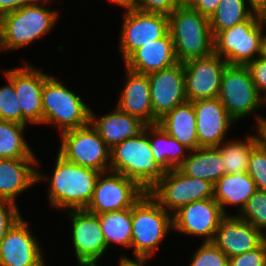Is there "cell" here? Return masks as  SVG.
I'll return each instance as SVG.
<instances>
[{
    "label": "cell",
    "instance_id": "obj_1",
    "mask_svg": "<svg viewBox=\"0 0 266 266\" xmlns=\"http://www.w3.org/2000/svg\"><path fill=\"white\" fill-rule=\"evenodd\" d=\"M50 176L48 202L54 209H86L90 203L100 171L82 167L57 155Z\"/></svg>",
    "mask_w": 266,
    "mask_h": 266
},
{
    "label": "cell",
    "instance_id": "obj_2",
    "mask_svg": "<svg viewBox=\"0 0 266 266\" xmlns=\"http://www.w3.org/2000/svg\"><path fill=\"white\" fill-rule=\"evenodd\" d=\"M48 2L43 0L0 17V51H16L47 36L60 17L59 10L45 8Z\"/></svg>",
    "mask_w": 266,
    "mask_h": 266
},
{
    "label": "cell",
    "instance_id": "obj_3",
    "mask_svg": "<svg viewBox=\"0 0 266 266\" xmlns=\"http://www.w3.org/2000/svg\"><path fill=\"white\" fill-rule=\"evenodd\" d=\"M109 171L134 180L146 192L165 176L166 172L152 153L148 125L139 136L126 139L111 148Z\"/></svg>",
    "mask_w": 266,
    "mask_h": 266
},
{
    "label": "cell",
    "instance_id": "obj_4",
    "mask_svg": "<svg viewBox=\"0 0 266 266\" xmlns=\"http://www.w3.org/2000/svg\"><path fill=\"white\" fill-rule=\"evenodd\" d=\"M169 32L178 62L214 53L210 19L190 6H179L169 16Z\"/></svg>",
    "mask_w": 266,
    "mask_h": 266
},
{
    "label": "cell",
    "instance_id": "obj_5",
    "mask_svg": "<svg viewBox=\"0 0 266 266\" xmlns=\"http://www.w3.org/2000/svg\"><path fill=\"white\" fill-rule=\"evenodd\" d=\"M173 230V215L148 192L132 206L130 249L135 257H153L166 235Z\"/></svg>",
    "mask_w": 266,
    "mask_h": 266
},
{
    "label": "cell",
    "instance_id": "obj_6",
    "mask_svg": "<svg viewBox=\"0 0 266 266\" xmlns=\"http://www.w3.org/2000/svg\"><path fill=\"white\" fill-rule=\"evenodd\" d=\"M81 96L50 75L42 90L43 124L53 125L59 134L89 124L90 108Z\"/></svg>",
    "mask_w": 266,
    "mask_h": 266
},
{
    "label": "cell",
    "instance_id": "obj_7",
    "mask_svg": "<svg viewBox=\"0 0 266 266\" xmlns=\"http://www.w3.org/2000/svg\"><path fill=\"white\" fill-rule=\"evenodd\" d=\"M218 99L236 122L266 107L246 65L226 66Z\"/></svg>",
    "mask_w": 266,
    "mask_h": 266
},
{
    "label": "cell",
    "instance_id": "obj_8",
    "mask_svg": "<svg viewBox=\"0 0 266 266\" xmlns=\"http://www.w3.org/2000/svg\"><path fill=\"white\" fill-rule=\"evenodd\" d=\"M262 24L255 13L250 19L218 32L214 53L229 65H247L260 55Z\"/></svg>",
    "mask_w": 266,
    "mask_h": 266
},
{
    "label": "cell",
    "instance_id": "obj_9",
    "mask_svg": "<svg viewBox=\"0 0 266 266\" xmlns=\"http://www.w3.org/2000/svg\"><path fill=\"white\" fill-rule=\"evenodd\" d=\"M60 135V149L57 154L69 162L97 171L110 169V148L99 133L88 125L67 130Z\"/></svg>",
    "mask_w": 266,
    "mask_h": 266
},
{
    "label": "cell",
    "instance_id": "obj_10",
    "mask_svg": "<svg viewBox=\"0 0 266 266\" xmlns=\"http://www.w3.org/2000/svg\"><path fill=\"white\" fill-rule=\"evenodd\" d=\"M148 193L170 214L189 203L213 198V184L185 175L179 168L165 176Z\"/></svg>",
    "mask_w": 266,
    "mask_h": 266
},
{
    "label": "cell",
    "instance_id": "obj_11",
    "mask_svg": "<svg viewBox=\"0 0 266 266\" xmlns=\"http://www.w3.org/2000/svg\"><path fill=\"white\" fill-rule=\"evenodd\" d=\"M145 192L134 180L120 173L102 172L97 178L92 199L85 210L99 215L132 208Z\"/></svg>",
    "mask_w": 266,
    "mask_h": 266
},
{
    "label": "cell",
    "instance_id": "obj_12",
    "mask_svg": "<svg viewBox=\"0 0 266 266\" xmlns=\"http://www.w3.org/2000/svg\"><path fill=\"white\" fill-rule=\"evenodd\" d=\"M119 36V52L123 62L139 47L164 37L169 32V18L160 13H148L125 8Z\"/></svg>",
    "mask_w": 266,
    "mask_h": 266
},
{
    "label": "cell",
    "instance_id": "obj_13",
    "mask_svg": "<svg viewBox=\"0 0 266 266\" xmlns=\"http://www.w3.org/2000/svg\"><path fill=\"white\" fill-rule=\"evenodd\" d=\"M71 222V241L78 266H97L108 250L99 223V215L85 209L67 210Z\"/></svg>",
    "mask_w": 266,
    "mask_h": 266
},
{
    "label": "cell",
    "instance_id": "obj_14",
    "mask_svg": "<svg viewBox=\"0 0 266 266\" xmlns=\"http://www.w3.org/2000/svg\"><path fill=\"white\" fill-rule=\"evenodd\" d=\"M21 66L6 70L5 78L14 84L22 109V125H42V90L45 80L50 75L25 61Z\"/></svg>",
    "mask_w": 266,
    "mask_h": 266
},
{
    "label": "cell",
    "instance_id": "obj_15",
    "mask_svg": "<svg viewBox=\"0 0 266 266\" xmlns=\"http://www.w3.org/2000/svg\"><path fill=\"white\" fill-rule=\"evenodd\" d=\"M183 65L187 101L219 96L222 75L228 65L225 59L213 53L204 58L190 59Z\"/></svg>",
    "mask_w": 266,
    "mask_h": 266
},
{
    "label": "cell",
    "instance_id": "obj_16",
    "mask_svg": "<svg viewBox=\"0 0 266 266\" xmlns=\"http://www.w3.org/2000/svg\"><path fill=\"white\" fill-rule=\"evenodd\" d=\"M225 216L214 198L182 206L173 214V232L213 241L220 221Z\"/></svg>",
    "mask_w": 266,
    "mask_h": 266
},
{
    "label": "cell",
    "instance_id": "obj_17",
    "mask_svg": "<svg viewBox=\"0 0 266 266\" xmlns=\"http://www.w3.org/2000/svg\"><path fill=\"white\" fill-rule=\"evenodd\" d=\"M154 124L176 106L187 101L184 65L178 62L171 67L148 74Z\"/></svg>",
    "mask_w": 266,
    "mask_h": 266
},
{
    "label": "cell",
    "instance_id": "obj_18",
    "mask_svg": "<svg viewBox=\"0 0 266 266\" xmlns=\"http://www.w3.org/2000/svg\"><path fill=\"white\" fill-rule=\"evenodd\" d=\"M21 218L0 242V266H46L43 249Z\"/></svg>",
    "mask_w": 266,
    "mask_h": 266
},
{
    "label": "cell",
    "instance_id": "obj_19",
    "mask_svg": "<svg viewBox=\"0 0 266 266\" xmlns=\"http://www.w3.org/2000/svg\"><path fill=\"white\" fill-rule=\"evenodd\" d=\"M193 103L197 137L200 147H218L226 139L236 121L217 98L200 99Z\"/></svg>",
    "mask_w": 266,
    "mask_h": 266
},
{
    "label": "cell",
    "instance_id": "obj_20",
    "mask_svg": "<svg viewBox=\"0 0 266 266\" xmlns=\"http://www.w3.org/2000/svg\"><path fill=\"white\" fill-rule=\"evenodd\" d=\"M265 240L257 228L235 214L222 218L212 242L230 258L258 248Z\"/></svg>",
    "mask_w": 266,
    "mask_h": 266
},
{
    "label": "cell",
    "instance_id": "obj_21",
    "mask_svg": "<svg viewBox=\"0 0 266 266\" xmlns=\"http://www.w3.org/2000/svg\"><path fill=\"white\" fill-rule=\"evenodd\" d=\"M39 164L38 158L0 159V201L17 203V196L46 181L49 176L37 170Z\"/></svg>",
    "mask_w": 266,
    "mask_h": 266
},
{
    "label": "cell",
    "instance_id": "obj_22",
    "mask_svg": "<svg viewBox=\"0 0 266 266\" xmlns=\"http://www.w3.org/2000/svg\"><path fill=\"white\" fill-rule=\"evenodd\" d=\"M89 123L110 149L126 139L139 136L148 125L139 118L121 111L117 106L111 113L101 116L90 110Z\"/></svg>",
    "mask_w": 266,
    "mask_h": 266
},
{
    "label": "cell",
    "instance_id": "obj_23",
    "mask_svg": "<svg viewBox=\"0 0 266 266\" xmlns=\"http://www.w3.org/2000/svg\"><path fill=\"white\" fill-rule=\"evenodd\" d=\"M178 63L170 32L164 37L144 44L125 61L128 70L139 74H150Z\"/></svg>",
    "mask_w": 266,
    "mask_h": 266
},
{
    "label": "cell",
    "instance_id": "obj_24",
    "mask_svg": "<svg viewBox=\"0 0 266 266\" xmlns=\"http://www.w3.org/2000/svg\"><path fill=\"white\" fill-rule=\"evenodd\" d=\"M126 83L120 92L117 107L146 124H154L148 75L139 74L125 68Z\"/></svg>",
    "mask_w": 266,
    "mask_h": 266
},
{
    "label": "cell",
    "instance_id": "obj_25",
    "mask_svg": "<svg viewBox=\"0 0 266 266\" xmlns=\"http://www.w3.org/2000/svg\"><path fill=\"white\" fill-rule=\"evenodd\" d=\"M256 191V184L247 172L225 174L213 185V198L225 215L230 214L226 205L237 206V215Z\"/></svg>",
    "mask_w": 266,
    "mask_h": 266
},
{
    "label": "cell",
    "instance_id": "obj_26",
    "mask_svg": "<svg viewBox=\"0 0 266 266\" xmlns=\"http://www.w3.org/2000/svg\"><path fill=\"white\" fill-rule=\"evenodd\" d=\"M157 124L188 149L200 148L197 137L196 115L191 101L176 106L158 120Z\"/></svg>",
    "mask_w": 266,
    "mask_h": 266
},
{
    "label": "cell",
    "instance_id": "obj_27",
    "mask_svg": "<svg viewBox=\"0 0 266 266\" xmlns=\"http://www.w3.org/2000/svg\"><path fill=\"white\" fill-rule=\"evenodd\" d=\"M179 169L185 175L207 180L213 185L226 174L218 147H200L190 150Z\"/></svg>",
    "mask_w": 266,
    "mask_h": 266
},
{
    "label": "cell",
    "instance_id": "obj_28",
    "mask_svg": "<svg viewBox=\"0 0 266 266\" xmlns=\"http://www.w3.org/2000/svg\"><path fill=\"white\" fill-rule=\"evenodd\" d=\"M148 138L155 161L165 172L178 169L190 152L158 124L148 125Z\"/></svg>",
    "mask_w": 266,
    "mask_h": 266
},
{
    "label": "cell",
    "instance_id": "obj_29",
    "mask_svg": "<svg viewBox=\"0 0 266 266\" xmlns=\"http://www.w3.org/2000/svg\"><path fill=\"white\" fill-rule=\"evenodd\" d=\"M99 223L108 249L114 244L130 248L132 208L99 214Z\"/></svg>",
    "mask_w": 266,
    "mask_h": 266
},
{
    "label": "cell",
    "instance_id": "obj_30",
    "mask_svg": "<svg viewBox=\"0 0 266 266\" xmlns=\"http://www.w3.org/2000/svg\"><path fill=\"white\" fill-rule=\"evenodd\" d=\"M256 134H248L245 140H225L218 148L221 151L226 174L247 172L252 148L261 140L258 129Z\"/></svg>",
    "mask_w": 266,
    "mask_h": 266
},
{
    "label": "cell",
    "instance_id": "obj_31",
    "mask_svg": "<svg viewBox=\"0 0 266 266\" xmlns=\"http://www.w3.org/2000/svg\"><path fill=\"white\" fill-rule=\"evenodd\" d=\"M26 127L27 125L0 120V159L37 158L24 138Z\"/></svg>",
    "mask_w": 266,
    "mask_h": 266
},
{
    "label": "cell",
    "instance_id": "obj_32",
    "mask_svg": "<svg viewBox=\"0 0 266 266\" xmlns=\"http://www.w3.org/2000/svg\"><path fill=\"white\" fill-rule=\"evenodd\" d=\"M254 14L247 0H220L216 12L209 18L213 37L222 30L250 19Z\"/></svg>",
    "mask_w": 266,
    "mask_h": 266
},
{
    "label": "cell",
    "instance_id": "obj_33",
    "mask_svg": "<svg viewBox=\"0 0 266 266\" xmlns=\"http://www.w3.org/2000/svg\"><path fill=\"white\" fill-rule=\"evenodd\" d=\"M237 215L266 236V191L257 190Z\"/></svg>",
    "mask_w": 266,
    "mask_h": 266
},
{
    "label": "cell",
    "instance_id": "obj_34",
    "mask_svg": "<svg viewBox=\"0 0 266 266\" xmlns=\"http://www.w3.org/2000/svg\"><path fill=\"white\" fill-rule=\"evenodd\" d=\"M7 84L0 87V120L22 124V109L16 96L14 84L6 78Z\"/></svg>",
    "mask_w": 266,
    "mask_h": 266
},
{
    "label": "cell",
    "instance_id": "obj_35",
    "mask_svg": "<svg viewBox=\"0 0 266 266\" xmlns=\"http://www.w3.org/2000/svg\"><path fill=\"white\" fill-rule=\"evenodd\" d=\"M247 173L255 182L257 190L266 191V145L262 140L252 148Z\"/></svg>",
    "mask_w": 266,
    "mask_h": 266
},
{
    "label": "cell",
    "instance_id": "obj_36",
    "mask_svg": "<svg viewBox=\"0 0 266 266\" xmlns=\"http://www.w3.org/2000/svg\"><path fill=\"white\" fill-rule=\"evenodd\" d=\"M189 266H229V258L212 241H202Z\"/></svg>",
    "mask_w": 266,
    "mask_h": 266
},
{
    "label": "cell",
    "instance_id": "obj_37",
    "mask_svg": "<svg viewBox=\"0 0 266 266\" xmlns=\"http://www.w3.org/2000/svg\"><path fill=\"white\" fill-rule=\"evenodd\" d=\"M19 212L17 203L0 201V242L14 224L22 218Z\"/></svg>",
    "mask_w": 266,
    "mask_h": 266
},
{
    "label": "cell",
    "instance_id": "obj_38",
    "mask_svg": "<svg viewBox=\"0 0 266 266\" xmlns=\"http://www.w3.org/2000/svg\"><path fill=\"white\" fill-rule=\"evenodd\" d=\"M179 4L177 0H133L132 8L148 13H160L169 16Z\"/></svg>",
    "mask_w": 266,
    "mask_h": 266
},
{
    "label": "cell",
    "instance_id": "obj_39",
    "mask_svg": "<svg viewBox=\"0 0 266 266\" xmlns=\"http://www.w3.org/2000/svg\"><path fill=\"white\" fill-rule=\"evenodd\" d=\"M229 266H266V240L254 250L230 257Z\"/></svg>",
    "mask_w": 266,
    "mask_h": 266
},
{
    "label": "cell",
    "instance_id": "obj_40",
    "mask_svg": "<svg viewBox=\"0 0 266 266\" xmlns=\"http://www.w3.org/2000/svg\"><path fill=\"white\" fill-rule=\"evenodd\" d=\"M247 68L250 71L255 87L258 93L266 101V59L257 57L254 61L249 62Z\"/></svg>",
    "mask_w": 266,
    "mask_h": 266
},
{
    "label": "cell",
    "instance_id": "obj_41",
    "mask_svg": "<svg viewBox=\"0 0 266 266\" xmlns=\"http://www.w3.org/2000/svg\"><path fill=\"white\" fill-rule=\"evenodd\" d=\"M43 0H0V17L21 7L33 5Z\"/></svg>",
    "mask_w": 266,
    "mask_h": 266
},
{
    "label": "cell",
    "instance_id": "obj_42",
    "mask_svg": "<svg viewBox=\"0 0 266 266\" xmlns=\"http://www.w3.org/2000/svg\"><path fill=\"white\" fill-rule=\"evenodd\" d=\"M219 2L220 0H195L190 7L210 18L216 12Z\"/></svg>",
    "mask_w": 266,
    "mask_h": 266
},
{
    "label": "cell",
    "instance_id": "obj_43",
    "mask_svg": "<svg viewBox=\"0 0 266 266\" xmlns=\"http://www.w3.org/2000/svg\"><path fill=\"white\" fill-rule=\"evenodd\" d=\"M254 117H256V118H255V122H254V125L252 128L258 129L261 140L266 145V118H265V116L260 115V113H259V115L257 114Z\"/></svg>",
    "mask_w": 266,
    "mask_h": 266
},
{
    "label": "cell",
    "instance_id": "obj_44",
    "mask_svg": "<svg viewBox=\"0 0 266 266\" xmlns=\"http://www.w3.org/2000/svg\"><path fill=\"white\" fill-rule=\"evenodd\" d=\"M148 259L150 258L135 257V260H132V258L122 255L119 258V266H146Z\"/></svg>",
    "mask_w": 266,
    "mask_h": 266
},
{
    "label": "cell",
    "instance_id": "obj_45",
    "mask_svg": "<svg viewBox=\"0 0 266 266\" xmlns=\"http://www.w3.org/2000/svg\"><path fill=\"white\" fill-rule=\"evenodd\" d=\"M250 8L257 14L266 8V0H247Z\"/></svg>",
    "mask_w": 266,
    "mask_h": 266
},
{
    "label": "cell",
    "instance_id": "obj_46",
    "mask_svg": "<svg viewBox=\"0 0 266 266\" xmlns=\"http://www.w3.org/2000/svg\"><path fill=\"white\" fill-rule=\"evenodd\" d=\"M259 57L266 59V30L262 27L260 55Z\"/></svg>",
    "mask_w": 266,
    "mask_h": 266
},
{
    "label": "cell",
    "instance_id": "obj_47",
    "mask_svg": "<svg viewBox=\"0 0 266 266\" xmlns=\"http://www.w3.org/2000/svg\"><path fill=\"white\" fill-rule=\"evenodd\" d=\"M109 3L116 4V6H120L122 8H130L132 7L133 0H108Z\"/></svg>",
    "mask_w": 266,
    "mask_h": 266
},
{
    "label": "cell",
    "instance_id": "obj_48",
    "mask_svg": "<svg viewBox=\"0 0 266 266\" xmlns=\"http://www.w3.org/2000/svg\"><path fill=\"white\" fill-rule=\"evenodd\" d=\"M258 15H259L262 27L266 29V8L263 9Z\"/></svg>",
    "mask_w": 266,
    "mask_h": 266
},
{
    "label": "cell",
    "instance_id": "obj_49",
    "mask_svg": "<svg viewBox=\"0 0 266 266\" xmlns=\"http://www.w3.org/2000/svg\"><path fill=\"white\" fill-rule=\"evenodd\" d=\"M195 0H177L179 6H191Z\"/></svg>",
    "mask_w": 266,
    "mask_h": 266
}]
</instances>
